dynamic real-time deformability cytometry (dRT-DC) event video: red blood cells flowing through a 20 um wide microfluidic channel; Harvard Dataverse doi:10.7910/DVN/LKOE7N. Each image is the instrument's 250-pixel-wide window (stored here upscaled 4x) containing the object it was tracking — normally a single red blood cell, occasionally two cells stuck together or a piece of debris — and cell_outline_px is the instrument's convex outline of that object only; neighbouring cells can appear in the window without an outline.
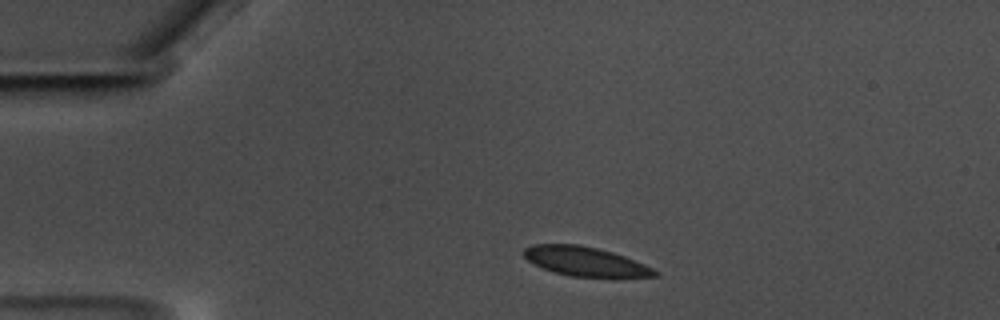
{"species": "common noctule bat (a hibernating species)", "species_latin": "Nyctalus noctula", "temperature_condition": "warm", "stored_images_in_passage": 47, "camera_frame_rate_fps": 3000, "um_per_image_px": 0.085, "animal": {"sex": "male", "body_mass_g": 17.5, "forearm_length_mm": 52.3}, "frame": {"image": 1, "passage_image": 1, "time_ms": 0.0, "image_size_px": [1000, 320], "cell_outline_px": [[656, 276], [572, 276], [556, 272], [544, 268], [528, 260], [524, 256], [524, 248], [532, 244], [576, 244], [596, 248], [612, 252], [636, 260], [652, 268], [656, 272]], "centroid_in_image_um": [49.7, 22.19], "position_along_channel_um": 35.3, "area_um2": 21.62}}
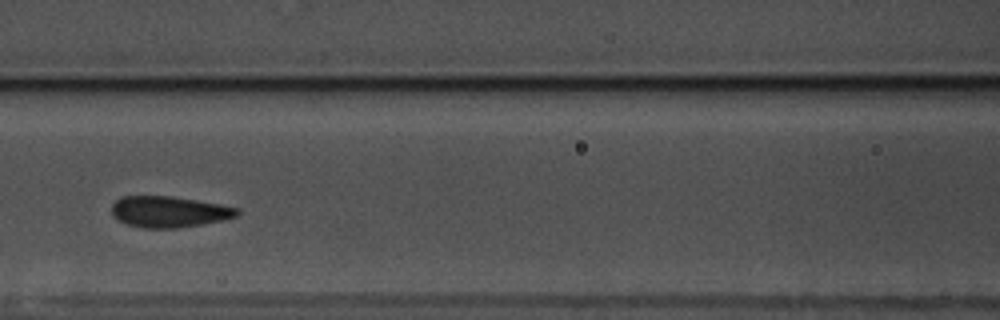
{"frame": {"image": 2, "passage_image": 15, "time_ms": 4.667, "image_size_px": [1000, 320], "cell_outline_px": [[240, 216], [200, 224], [176, 228], [140, 228], [124, 224], [112, 216], [112, 204], [120, 196], [168, 196], [196, 200], [220, 204], [240, 208]], "centroid_in_image_um": [14.34, 18.0], "position_along_channel_um": 152.3, "area_um2": 22.89}}
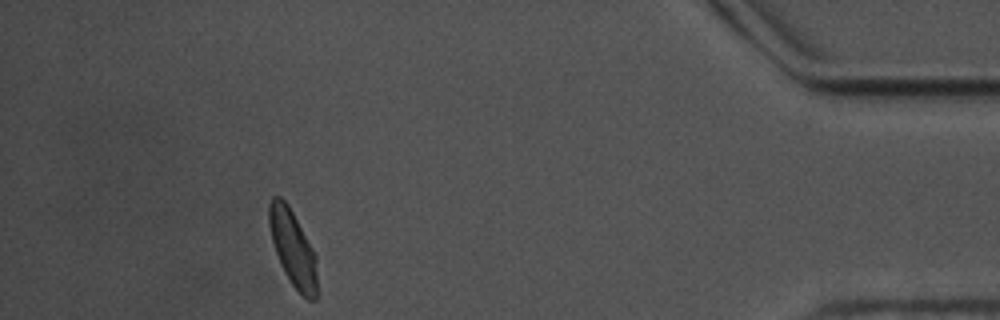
{"frame": {"image": 3, "passage_image": 42, "time_ms": 13.667, "image_size_px": [1000, 320], "cell_outline_px": [[316, 300], [308, 300], [292, 284], [284, 272], [280, 264], [272, 240], [268, 224], [268, 204], [272, 196], [280, 196], [288, 204], [312, 248], [316, 256]], "centroid_in_image_um": [24.86, 21.06], "position_along_channel_um": 410.3, "area_um2": 21.04}, "authors_computed_cell_mechanics": {"area_um2": 22.6576, "velocity_mm_per_s": 3.4729, "shape_relaxation_time_tau1_ms": 5.4753, "shape_relaxation_time_tau2_ms": null, "deformation_change_tau1": 0.0952, "deformation_change_tau2": null}}